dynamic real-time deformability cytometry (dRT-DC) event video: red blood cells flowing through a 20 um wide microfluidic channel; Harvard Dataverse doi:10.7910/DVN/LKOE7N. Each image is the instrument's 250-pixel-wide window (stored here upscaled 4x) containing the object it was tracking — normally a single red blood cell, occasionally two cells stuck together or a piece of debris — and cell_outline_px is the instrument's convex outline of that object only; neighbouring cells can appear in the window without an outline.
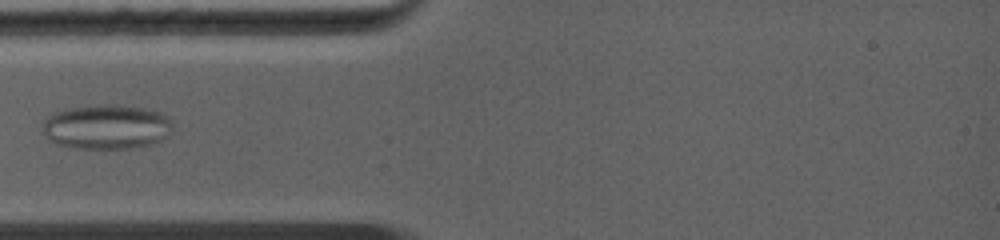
{"species": "common noctule bat (a hibernating species)", "species_latin": "Nyctalus noctula", "temperature_condition": "warm", "stored_images_in_passage": 6, "camera_frame_rate_fps": 5000, "um_per_image_px": 0.085, "animal": {"sex": "female", "body_mass_g": 19.0, "forearm_length_mm": 56.7}, "frame": {"image": 1, "passage_image": 3, "time_ms": 2.4, "image_size_px": [1000, 240], "cell_outline_px": [[172, 128], [160, 140], [148, 144], [128, 148], [72, 148], [48, 140], [44, 136], [44, 120], [52, 112], [64, 108], [100, 104], [116, 104], [144, 108], [160, 112], [168, 116], [172, 120]], "centroid_in_image_um": [9.01, 10.75], "position_along_channel_um": 76.0, "area_um2": 33.87}}
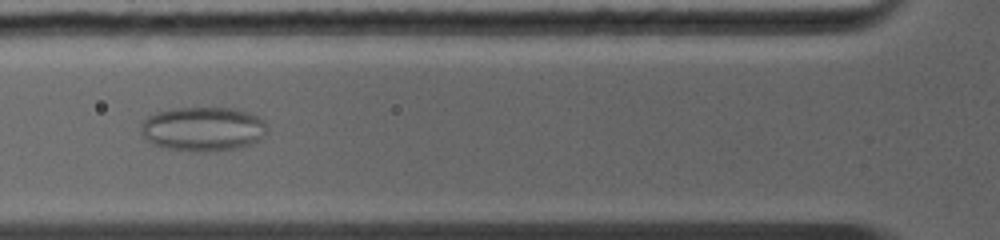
{"frame": {"image": 2, "passage_image": 4, "time_ms": 3.2, "image_size_px": [1000, 240], "cell_outline_px": [[264, 136], [252, 144], [236, 148], [208, 152], [200, 152], [168, 148], [152, 144], [140, 132], [140, 124], [148, 116], [156, 112], [176, 108], [236, 108], [248, 112], [264, 120]], "centroid_in_image_um": [17.23, 10.96], "position_along_channel_um": 108.6, "area_um2": 32.48}}